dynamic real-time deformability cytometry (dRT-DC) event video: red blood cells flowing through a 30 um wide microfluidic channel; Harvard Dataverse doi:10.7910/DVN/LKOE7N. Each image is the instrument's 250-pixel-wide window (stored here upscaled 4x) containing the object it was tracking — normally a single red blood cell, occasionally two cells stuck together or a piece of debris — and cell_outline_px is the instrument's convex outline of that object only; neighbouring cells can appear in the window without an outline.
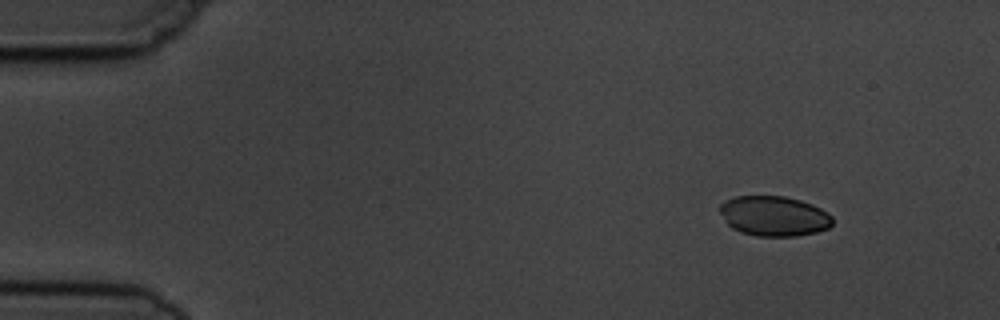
{"species": "common noctule bat (a hibernating species)", "species_latin": "Nyctalus noctula", "temperature_condition": "cold", "stored_images_in_passage": 5, "camera_frame_rate_fps": 3000, "um_per_image_px": 0.085, "animal": {"sex": "male", "body_mass_g": 19.5, "forearm_length_mm": 54.6}, "frame": {"image": 1, "passage_image": 1, "time_ms": 0.0, "image_size_px": [1000, 320], "cell_outline_px": [[832, 224], [828, 228], [816, 232], [796, 236], [756, 236], [740, 232], [732, 228], [724, 220], [720, 212], [720, 204], [724, 200], [736, 196], [784, 196], [800, 200], [812, 204], [828, 212], [832, 216]], "centroid_in_image_um": [65.78, 18.36], "position_along_channel_um": 19.2, "area_um2": 26.41}}